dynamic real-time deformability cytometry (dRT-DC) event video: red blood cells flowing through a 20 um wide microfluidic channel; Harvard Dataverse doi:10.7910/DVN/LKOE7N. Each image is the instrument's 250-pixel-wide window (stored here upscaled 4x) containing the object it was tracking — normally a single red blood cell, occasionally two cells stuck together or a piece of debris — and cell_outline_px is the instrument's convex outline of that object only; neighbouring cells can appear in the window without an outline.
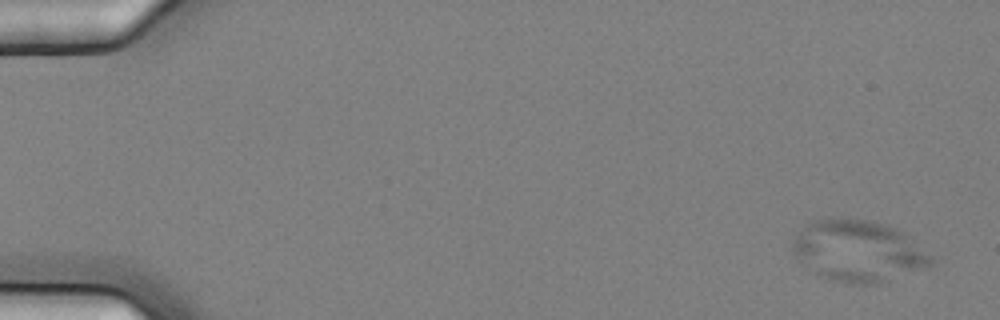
{"species": "common noctule bat (a hibernating species)", "species_latin": "Nyctalus noctula", "temperature_condition": "cold", "stored_images_in_passage": 4, "camera_frame_rate_fps": 3000, "um_per_image_px": 0.085, "animal": {"sex": "female", "body_mass_g": 25.1}, "frame": {"image": 1, "passage_image": 1, "time_ms": 0.0, "image_size_px": [1000, 320], "cell_outline_px": [[936, 264], [928, 268], [880, 284], [848, 284], [816, 276], [796, 260], [792, 252], [792, 244], [796, 232], [812, 220], [832, 216], [864, 220], [888, 224], [904, 232], [932, 256], [936, 260]], "centroid_in_image_um": [72.94, 21.35], "position_along_channel_um": 12.1, "area_um2": 51.04}}